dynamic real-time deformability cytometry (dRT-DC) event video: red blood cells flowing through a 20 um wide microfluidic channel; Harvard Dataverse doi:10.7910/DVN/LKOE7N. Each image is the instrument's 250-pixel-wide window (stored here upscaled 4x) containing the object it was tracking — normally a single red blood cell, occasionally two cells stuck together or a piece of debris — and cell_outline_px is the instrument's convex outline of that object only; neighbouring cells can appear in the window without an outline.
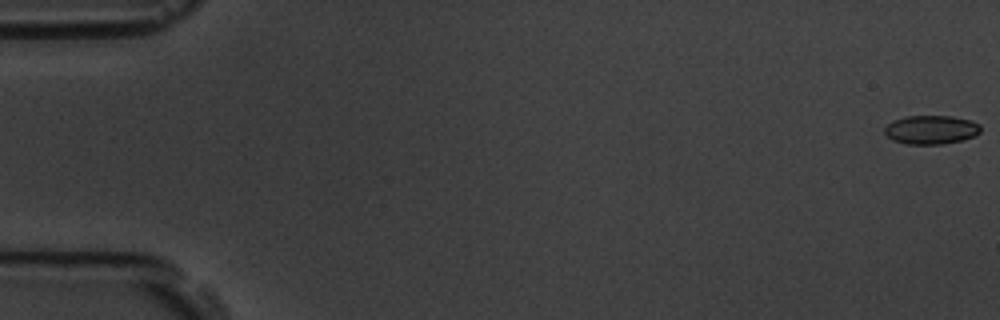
{"species": "common noctule bat (a hibernating species)", "species_latin": "Nyctalus noctula", "temperature_condition": "room temperature", "stored_images_in_passage": 4, "camera_frame_rate_fps": 3000, "um_per_image_px": 0.085, "animal": {"sex": "male", "body_mass_g": 19.5, "forearm_length_mm": 54.6}, "frame": {"image": 1, "passage_image": 1, "time_ms": 0.0, "image_size_px": [1000, 320], "cell_outline_px": [[980, 132], [976, 136], [964, 140], [940, 144], [908, 144], [892, 140], [884, 132], [884, 128], [892, 120], [904, 116], [952, 116], [972, 120], [980, 124]], "centroid_in_image_um": [79.16, 11.02], "position_along_channel_um": 5.8, "area_um2": 16.3}}